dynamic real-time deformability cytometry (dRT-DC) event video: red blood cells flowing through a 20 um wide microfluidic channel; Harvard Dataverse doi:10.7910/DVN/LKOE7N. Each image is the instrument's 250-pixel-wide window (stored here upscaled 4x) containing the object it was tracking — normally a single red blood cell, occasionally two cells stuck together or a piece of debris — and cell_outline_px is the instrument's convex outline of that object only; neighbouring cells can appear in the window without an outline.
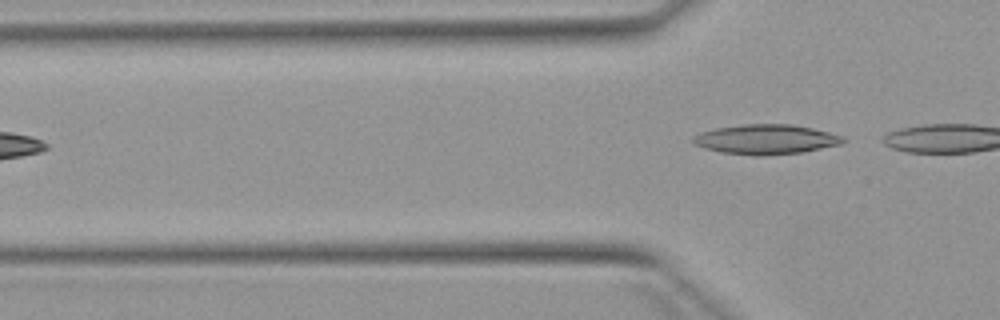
{"species": "Egyptian fruit bat (a non-hibernating species)", "species_latin": "Rousettus aegyptiacus", "temperature_condition": "warm", "stored_images_in_passage": 5, "camera_frame_rate_fps": 3000, "um_per_image_px": 0.085, "animal": {"sex": "female"}, "frame": {"image": 1, "passage_image": 5, "time_ms": 4.667, "image_size_px": [1000, 320], "cell_outline_px": [[848, 140], [844, 144], [800, 152], [756, 156], [724, 152], [704, 148], [692, 144], [692, 136], [700, 132], [716, 128], [744, 124], [792, 124], [812, 128], [844, 136]], "centroid_in_image_um": [65.12, 11.84], "position_along_channel_um": 60.7, "area_um2": 26.07}}